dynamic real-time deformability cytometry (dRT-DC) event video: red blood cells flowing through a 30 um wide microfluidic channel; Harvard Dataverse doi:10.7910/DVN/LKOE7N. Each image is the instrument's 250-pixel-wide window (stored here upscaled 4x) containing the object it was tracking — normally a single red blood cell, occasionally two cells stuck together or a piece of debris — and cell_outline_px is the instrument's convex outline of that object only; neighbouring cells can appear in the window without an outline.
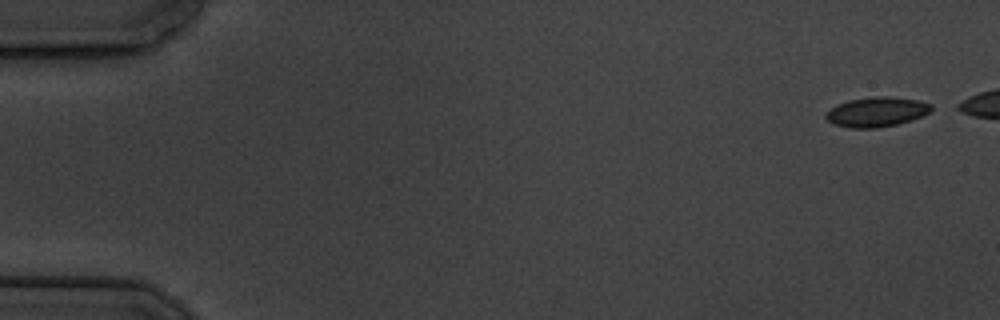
{"species": "common noctule bat (a hibernating species)", "species_latin": "Nyctalus noctula", "temperature_condition": "cold", "stored_images_in_passage": 6, "camera_frame_rate_fps": 3000, "um_per_image_px": 0.085, "animal": {"sex": "male", "body_mass_g": 19.5, "forearm_length_mm": 54.6}, "frame": {"image": 1, "passage_image": 1, "time_ms": 0.0, "image_size_px": [1000, 320], "cell_outline_px": [[932, 108], [928, 112], [912, 120], [896, 124], [876, 128], [848, 128], [832, 124], [824, 116], [824, 112], [848, 100], [876, 96], [888, 96], [916, 100], [932, 104]], "centroid_in_image_um": [74.47, 9.52], "position_along_channel_um": 10.5, "area_um2": 18.15}}
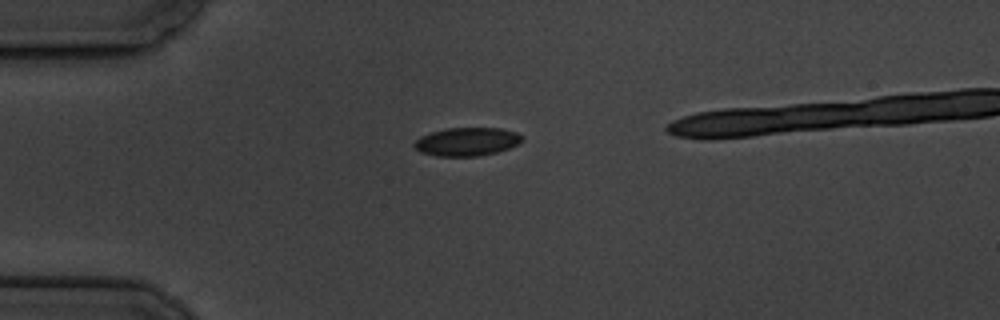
{"frame": {"image": 2, "passage_image": 5, "time_ms": 4.333, "image_size_px": [1000, 320], "cell_outline_px": [[524, 140], [508, 148], [496, 152], [476, 156], [436, 156], [420, 152], [412, 144], [420, 136], [432, 132], [448, 128], [500, 128], [516, 132], [524, 136]], "centroid_in_image_um": [39.68, 12.04], "position_along_channel_um": 45.3, "area_um2": 17.74}}